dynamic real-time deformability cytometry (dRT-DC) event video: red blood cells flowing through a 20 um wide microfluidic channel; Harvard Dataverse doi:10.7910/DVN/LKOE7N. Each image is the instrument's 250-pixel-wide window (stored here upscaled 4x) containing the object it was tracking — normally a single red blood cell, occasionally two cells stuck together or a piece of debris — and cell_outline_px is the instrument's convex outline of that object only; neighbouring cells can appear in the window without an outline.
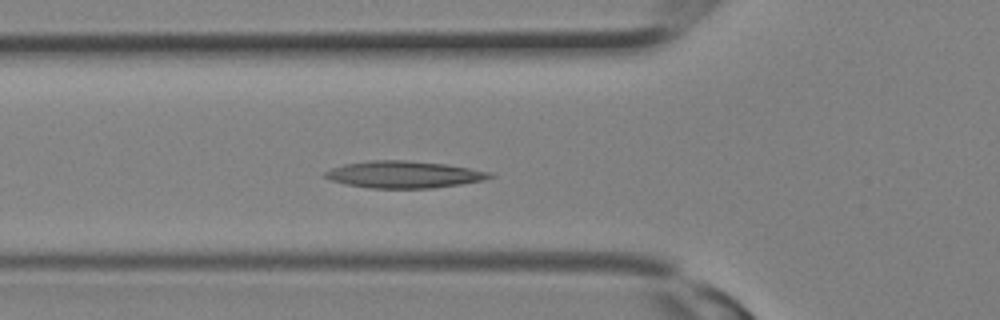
{"species": "Egyptian fruit bat (a non-hibernating species)", "species_latin": "Rousettus aegyptiacus", "temperature_condition": "room temperature", "stored_images_in_passage": 8, "camera_frame_rate_fps": 3000, "um_per_image_px": 0.085, "animal": {"sex": "female"}, "frame": {"image": 1, "passage_image": 6, "time_ms": 1.667, "image_size_px": [1000, 320], "cell_outline_px": [[496, 176], [484, 180], [460, 184], [432, 188], [372, 188], [344, 184], [332, 180], [324, 176], [324, 172], [332, 168], [344, 164], [372, 160], [404, 160], [444, 164], [492, 172]], "centroid_in_image_um": [34.34, 14.83], "position_along_channel_um": 91.5, "area_um2": 25.72}}
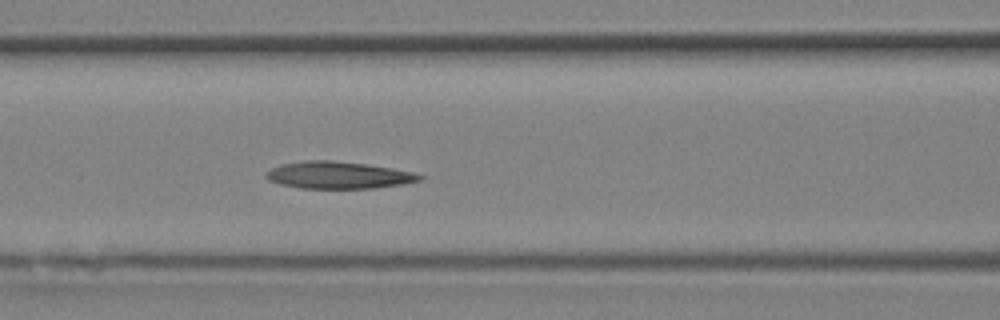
{"frame": {"image": 2, "passage_image": 8, "time_ms": 2.333, "image_size_px": [1000, 320], "cell_outline_px": [[424, 176], [420, 180], [404, 184], [376, 188], [300, 188], [280, 184], [268, 180], [264, 176], [264, 172], [280, 164], [304, 160], [332, 160], [364, 164], [392, 168], [412, 172]], "centroid_in_image_um": [28.71, 14.88], "position_along_channel_um": 137.9, "area_um2": 24.28}}